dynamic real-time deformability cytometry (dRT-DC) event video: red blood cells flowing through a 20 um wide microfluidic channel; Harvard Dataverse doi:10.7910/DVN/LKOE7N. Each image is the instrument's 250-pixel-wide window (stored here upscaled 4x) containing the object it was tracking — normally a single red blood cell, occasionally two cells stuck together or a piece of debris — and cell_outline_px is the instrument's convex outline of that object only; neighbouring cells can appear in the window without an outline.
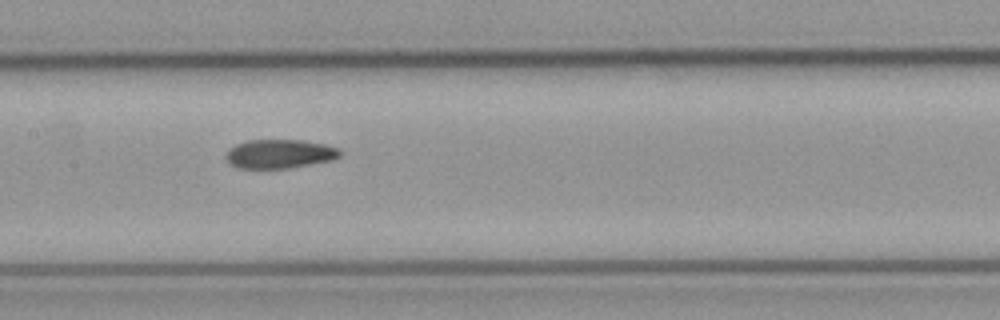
{"species": "common noctule bat (a hibernating species)", "species_latin": "Nyctalus noctula", "temperature_condition": "cold", "stored_images_in_passage": 4, "camera_frame_rate_fps": 3000, "um_per_image_px": 0.085, "animal": {"sex": "male", "body_mass_g": 23.1, "forearm_length_mm": 52.7}, "frame": {"image": 1, "passage_image": 4, "time_ms": 4.333, "image_size_px": [1000, 320], "cell_outline_px": [[340, 156], [332, 160], [288, 168], [240, 168], [232, 164], [228, 160], [228, 152], [236, 144], [248, 140], [304, 140], [324, 144], [340, 148]], "centroid_in_image_um": [23.83, 13.07], "position_along_channel_um": 183.6, "area_um2": 18.9}}